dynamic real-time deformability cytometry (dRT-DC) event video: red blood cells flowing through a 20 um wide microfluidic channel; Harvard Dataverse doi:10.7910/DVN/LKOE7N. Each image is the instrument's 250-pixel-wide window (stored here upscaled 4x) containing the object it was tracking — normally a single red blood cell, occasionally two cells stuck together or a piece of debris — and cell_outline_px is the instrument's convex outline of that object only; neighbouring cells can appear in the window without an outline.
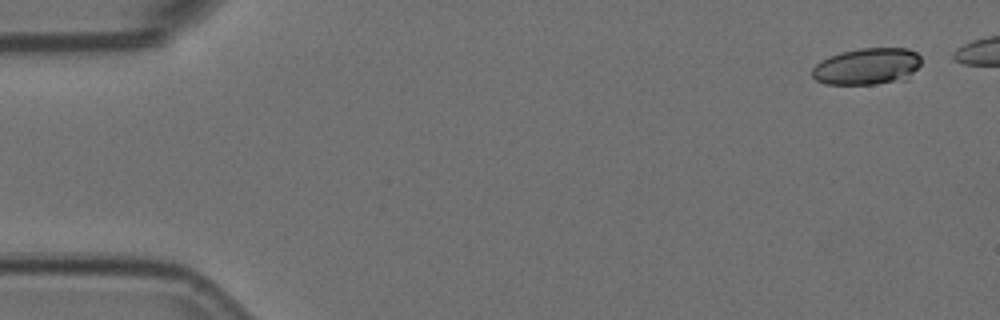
{"species": "Egyptian fruit bat (a non-hibernating species)", "species_latin": "Rousettus aegyptiacus", "temperature_condition": "room temperature", "stored_images_in_passage": 5, "camera_frame_rate_fps": 3000, "um_per_image_px": 0.085, "animal": {"sex": "female"}, "frame": {"image": 1, "passage_image": 1, "time_ms": 0.0, "image_size_px": [1000, 320], "cell_outline_px": [[920, 64], [908, 80], [876, 84], [824, 84], [816, 80], [812, 76], [812, 68], [820, 60], [828, 56], [840, 52], [860, 48], [908, 48], [916, 52], [920, 56]], "centroid_in_image_um": [73.71, 5.65], "position_along_channel_um": 11.3, "area_um2": 23.7}}